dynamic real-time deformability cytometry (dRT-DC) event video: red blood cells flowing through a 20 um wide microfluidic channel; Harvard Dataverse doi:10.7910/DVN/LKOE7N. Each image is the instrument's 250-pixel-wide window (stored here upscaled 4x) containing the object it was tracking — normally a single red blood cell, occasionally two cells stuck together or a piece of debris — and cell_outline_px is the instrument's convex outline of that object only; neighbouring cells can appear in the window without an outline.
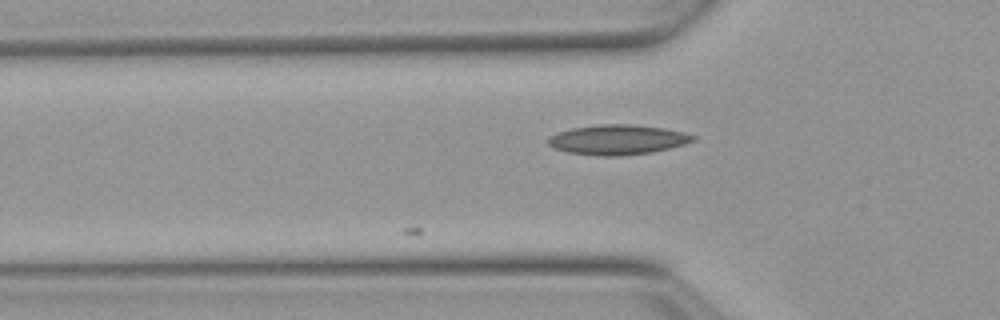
{"species": "Egyptian fruit bat (a non-hibernating species)", "species_latin": "Rousettus aegyptiacus", "temperature_condition": "warm", "stored_images_in_passage": 4, "camera_frame_rate_fps": 3000, "um_per_image_px": 0.085, "animal": {"sex": "female"}, "frame": {"image": 1, "passage_image": 4, "time_ms": 1.0, "image_size_px": [1000, 320], "cell_outline_px": [[696, 140], [684, 144], [652, 152], [620, 156], [600, 156], [568, 152], [556, 148], [548, 144], [548, 136], [556, 132], [572, 128], [596, 124], [632, 124], [664, 128], [684, 132], [696, 136]], "centroid_in_image_um": [52.49, 11.86], "position_along_channel_um": 73.3, "area_um2": 25.32}}